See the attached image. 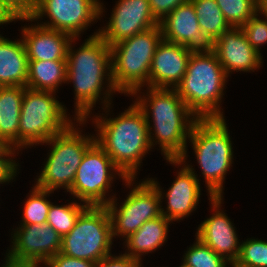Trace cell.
<instances>
[{
    "instance_id": "obj_1",
    "label": "cell",
    "mask_w": 267,
    "mask_h": 267,
    "mask_svg": "<svg viewBox=\"0 0 267 267\" xmlns=\"http://www.w3.org/2000/svg\"><path fill=\"white\" fill-rule=\"evenodd\" d=\"M98 33L99 31L90 36L76 51L72 49L71 43L68 47L66 81L74 84V119L79 125L86 123L91 109L99 101L104 78L109 82L103 93L106 95L103 96L105 110L110 108V95L117 91L111 77V48Z\"/></svg>"
},
{
    "instance_id": "obj_2",
    "label": "cell",
    "mask_w": 267,
    "mask_h": 267,
    "mask_svg": "<svg viewBox=\"0 0 267 267\" xmlns=\"http://www.w3.org/2000/svg\"><path fill=\"white\" fill-rule=\"evenodd\" d=\"M147 89L148 97L139 96L134 102L142 110L148 122L150 145L154 146V142L160 144L161 153L171 164L178 166L184 164L187 157V138L198 118L188 109L175 89L150 87ZM150 113L153 117L155 138L151 135Z\"/></svg>"
},
{
    "instance_id": "obj_3",
    "label": "cell",
    "mask_w": 267,
    "mask_h": 267,
    "mask_svg": "<svg viewBox=\"0 0 267 267\" xmlns=\"http://www.w3.org/2000/svg\"><path fill=\"white\" fill-rule=\"evenodd\" d=\"M93 122L99 136L95 142L127 178L136 179L142 158L152 148L142 110L134 103L116 118L96 116Z\"/></svg>"
},
{
    "instance_id": "obj_4",
    "label": "cell",
    "mask_w": 267,
    "mask_h": 267,
    "mask_svg": "<svg viewBox=\"0 0 267 267\" xmlns=\"http://www.w3.org/2000/svg\"><path fill=\"white\" fill-rule=\"evenodd\" d=\"M227 78L215 52L192 53L175 90L198 119L224 118L219 103Z\"/></svg>"
},
{
    "instance_id": "obj_5",
    "label": "cell",
    "mask_w": 267,
    "mask_h": 267,
    "mask_svg": "<svg viewBox=\"0 0 267 267\" xmlns=\"http://www.w3.org/2000/svg\"><path fill=\"white\" fill-rule=\"evenodd\" d=\"M224 118L198 119L189 141L210 197H223V182L233 162V148Z\"/></svg>"
},
{
    "instance_id": "obj_6",
    "label": "cell",
    "mask_w": 267,
    "mask_h": 267,
    "mask_svg": "<svg viewBox=\"0 0 267 267\" xmlns=\"http://www.w3.org/2000/svg\"><path fill=\"white\" fill-rule=\"evenodd\" d=\"M162 39L158 25L110 46L111 77L117 92L132 96L148 85L152 59Z\"/></svg>"
},
{
    "instance_id": "obj_7",
    "label": "cell",
    "mask_w": 267,
    "mask_h": 267,
    "mask_svg": "<svg viewBox=\"0 0 267 267\" xmlns=\"http://www.w3.org/2000/svg\"><path fill=\"white\" fill-rule=\"evenodd\" d=\"M73 124L75 123L72 122L62 132L41 143L52 144V148L36 179L37 188L53 192L58 188L67 189V192L71 189L86 150L95 142V136H83Z\"/></svg>"
},
{
    "instance_id": "obj_8",
    "label": "cell",
    "mask_w": 267,
    "mask_h": 267,
    "mask_svg": "<svg viewBox=\"0 0 267 267\" xmlns=\"http://www.w3.org/2000/svg\"><path fill=\"white\" fill-rule=\"evenodd\" d=\"M53 94L51 91L25 89L19 123V149L44 143L72 123L66 108Z\"/></svg>"
},
{
    "instance_id": "obj_9",
    "label": "cell",
    "mask_w": 267,
    "mask_h": 267,
    "mask_svg": "<svg viewBox=\"0 0 267 267\" xmlns=\"http://www.w3.org/2000/svg\"><path fill=\"white\" fill-rule=\"evenodd\" d=\"M113 235L110 215L105 206H88L73 229L61 239L60 253L92 262L111 254Z\"/></svg>"
},
{
    "instance_id": "obj_10",
    "label": "cell",
    "mask_w": 267,
    "mask_h": 267,
    "mask_svg": "<svg viewBox=\"0 0 267 267\" xmlns=\"http://www.w3.org/2000/svg\"><path fill=\"white\" fill-rule=\"evenodd\" d=\"M111 171L119 174L129 187L135 181L134 178H127L106 152L94 142L86 150L68 192L88 206H106L114 197L106 198L115 177Z\"/></svg>"
},
{
    "instance_id": "obj_11",
    "label": "cell",
    "mask_w": 267,
    "mask_h": 267,
    "mask_svg": "<svg viewBox=\"0 0 267 267\" xmlns=\"http://www.w3.org/2000/svg\"><path fill=\"white\" fill-rule=\"evenodd\" d=\"M154 179H146L135 185L118 208L116 197L105 206L109 212L112 235L129 237L149 220L161 216L162 190Z\"/></svg>"
},
{
    "instance_id": "obj_12",
    "label": "cell",
    "mask_w": 267,
    "mask_h": 267,
    "mask_svg": "<svg viewBox=\"0 0 267 267\" xmlns=\"http://www.w3.org/2000/svg\"><path fill=\"white\" fill-rule=\"evenodd\" d=\"M12 236V248L3 267H40L61 250L62 237L45 224L20 225Z\"/></svg>"
},
{
    "instance_id": "obj_13",
    "label": "cell",
    "mask_w": 267,
    "mask_h": 267,
    "mask_svg": "<svg viewBox=\"0 0 267 267\" xmlns=\"http://www.w3.org/2000/svg\"><path fill=\"white\" fill-rule=\"evenodd\" d=\"M102 3L98 0H37L31 18L20 20L34 21L48 16L50 22L39 24L45 28L61 31L79 37L91 22L99 19L103 13Z\"/></svg>"
},
{
    "instance_id": "obj_14",
    "label": "cell",
    "mask_w": 267,
    "mask_h": 267,
    "mask_svg": "<svg viewBox=\"0 0 267 267\" xmlns=\"http://www.w3.org/2000/svg\"><path fill=\"white\" fill-rule=\"evenodd\" d=\"M163 40L185 46L191 53H211L215 39L200 29L191 1L178 5L159 22Z\"/></svg>"
},
{
    "instance_id": "obj_15",
    "label": "cell",
    "mask_w": 267,
    "mask_h": 267,
    "mask_svg": "<svg viewBox=\"0 0 267 267\" xmlns=\"http://www.w3.org/2000/svg\"><path fill=\"white\" fill-rule=\"evenodd\" d=\"M158 25L149 0H119L107 27L99 30L98 35L112 46Z\"/></svg>"
},
{
    "instance_id": "obj_16",
    "label": "cell",
    "mask_w": 267,
    "mask_h": 267,
    "mask_svg": "<svg viewBox=\"0 0 267 267\" xmlns=\"http://www.w3.org/2000/svg\"><path fill=\"white\" fill-rule=\"evenodd\" d=\"M209 200L213 211H216L200 224L196 237L233 265L238 259L241 246L235 227H233L231 219L219 209L222 197H210Z\"/></svg>"
},
{
    "instance_id": "obj_17",
    "label": "cell",
    "mask_w": 267,
    "mask_h": 267,
    "mask_svg": "<svg viewBox=\"0 0 267 267\" xmlns=\"http://www.w3.org/2000/svg\"><path fill=\"white\" fill-rule=\"evenodd\" d=\"M191 54L185 46L162 39L152 59L148 87L175 89L186 73Z\"/></svg>"
},
{
    "instance_id": "obj_18",
    "label": "cell",
    "mask_w": 267,
    "mask_h": 267,
    "mask_svg": "<svg viewBox=\"0 0 267 267\" xmlns=\"http://www.w3.org/2000/svg\"><path fill=\"white\" fill-rule=\"evenodd\" d=\"M227 76L233 71L259 69L262 56L250 45L241 28L231 27L215 41V50Z\"/></svg>"
},
{
    "instance_id": "obj_19",
    "label": "cell",
    "mask_w": 267,
    "mask_h": 267,
    "mask_svg": "<svg viewBox=\"0 0 267 267\" xmlns=\"http://www.w3.org/2000/svg\"><path fill=\"white\" fill-rule=\"evenodd\" d=\"M22 33L28 60H67L69 44L77 39L39 23L23 27Z\"/></svg>"
},
{
    "instance_id": "obj_20",
    "label": "cell",
    "mask_w": 267,
    "mask_h": 267,
    "mask_svg": "<svg viewBox=\"0 0 267 267\" xmlns=\"http://www.w3.org/2000/svg\"><path fill=\"white\" fill-rule=\"evenodd\" d=\"M193 170L191 165L185 164L165 195L168 199L167 210L161 208V214L171 221L189 216L199 204L200 183Z\"/></svg>"
},
{
    "instance_id": "obj_21",
    "label": "cell",
    "mask_w": 267,
    "mask_h": 267,
    "mask_svg": "<svg viewBox=\"0 0 267 267\" xmlns=\"http://www.w3.org/2000/svg\"><path fill=\"white\" fill-rule=\"evenodd\" d=\"M25 86H0V145L19 148V123Z\"/></svg>"
},
{
    "instance_id": "obj_22",
    "label": "cell",
    "mask_w": 267,
    "mask_h": 267,
    "mask_svg": "<svg viewBox=\"0 0 267 267\" xmlns=\"http://www.w3.org/2000/svg\"><path fill=\"white\" fill-rule=\"evenodd\" d=\"M28 58L23 40L12 41L0 35V86H25Z\"/></svg>"
},
{
    "instance_id": "obj_23",
    "label": "cell",
    "mask_w": 267,
    "mask_h": 267,
    "mask_svg": "<svg viewBox=\"0 0 267 267\" xmlns=\"http://www.w3.org/2000/svg\"><path fill=\"white\" fill-rule=\"evenodd\" d=\"M171 222L163 215L144 222L135 233L125 239L128 253L124 254L141 262V256L144 253L155 251L163 246L168 236V225Z\"/></svg>"
},
{
    "instance_id": "obj_24",
    "label": "cell",
    "mask_w": 267,
    "mask_h": 267,
    "mask_svg": "<svg viewBox=\"0 0 267 267\" xmlns=\"http://www.w3.org/2000/svg\"><path fill=\"white\" fill-rule=\"evenodd\" d=\"M67 60H28L26 88L55 92L66 82Z\"/></svg>"
},
{
    "instance_id": "obj_25",
    "label": "cell",
    "mask_w": 267,
    "mask_h": 267,
    "mask_svg": "<svg viewBox=\"0 0 267 267\" xmlns=\"http://www.w3.org/2000/svg\"><path fill=\"white\" fill-rule=\"evenodd\" d=\"M195 8L200 29L215 40L231 27L215 0H190Z\"/></svg>"
},
{
    "instance_id": "obj_26",
    "label": "cell",
    "mask_w": 267,
    "mask_h": 267,
    "mask_svg": "<svg viewBox=\"0 0 267 267\" xmlns=\"http://www.w3.org/2000/svg\"><path fill=\"white\" fill-rule=\"evenodd\" d=\"M88 207L87 204H78L70 202L68 205H50L47 224L52 226L55 231L63 237L68 234L74 227L79 215Z\"/></svg>"
},
{
    "instance_id": "obj_27",
    "label": "cell",
    "mask_w": 267,
    "mask_h": 267,
    "mask_svg": "<svg viewBox=\"0 0 267 267\" xmlns=\"http://www.w3.org/2000/svg\"><path fill=\"white\" fill-rule=\"evenodd\" d=\"M230 27L240 28L257 11L258 0H215Z\"/></svg>"
},
{
    "instance_id": "obj_28",
    "label": "cell",
    "mask_w": 267,
    "mask_h": 267,
    "mask_svg": "<svg viewBox=\"0 0 267 267\" xmlns=\"http://www.w3.org/2000/svg\"><path fill=\"white\" fill-rule=\"evenodd\" d=\"M33 187L30 196L25 201L21 225L47 223V216L52 203L46 197L53 191L43 190L36 186Z\"/></svg>"
},
{
    "instance_id": "obj_29",
    "label": "cell",
    "mask_w": 267,
    "mask_h": 267,
    "mask_svg": "<svg viewBox=\"0 0 267 267\" xmlns=\"http://www.w3.org/2000/svg\"><path fill=\"white\" fill-rule=\"evenodd\" d=\"M184 256L183 263L189 267H226V264L231 265L224 257L215 253L197 237L196 242L188 248Z\"/></svg>"
},
{
    "instance_id": "obj_30",
    "label": "cell",
    "mask_w": 267,
    "mask_h": 267,
    "mask_svg": "<svg viewBox=\"0 0 267 267\" xmlns=\"http://www.w3.org/2000/svg\"><path fill=\"white\" fill-rule=\"evenodd\" d=\"M233 267H267V242L249 239L241 243L238 259Z\"/></svg>"
},
{
    "instance_id": "obj_31",
    "label": "cell",
    "mask_w": 267,
    "mask_h": 267,
    "mask_svg": "<svg viewBox=\"0 0 267 267\" xmlns=\"http://www.w3.org/2000/svg\"><path fill=\"white\" fill-rule=\"evenodd\" d=\"M260 11H257L244 25L240 28L247 37L250 45L261 55L260 46L267 43V17L258 18Z\"/></svg>"
},
{
    "instance_id": "obj_32",
    "label": "cell",
    "mask_w": 267,
    "mask_h": 267,
    "mask_svg": "<svg viewBox=\"0 0 267 267\" xmlns=\"http://www.w3.org/2000/svg\"><path fill=\"white\" fill-rule=\"evenodd\" d=\"M37 0H0V13L9 21L31 18Z\"/></svg>"
},
{
    "instance_id": "obj_33",
    "label": "cell",
    "mask_w": 267,
    "mask_h": 267,
    "mask_svg": "<svg viewBox=\"0 0 267 267\" xmlns=\"http://www.w3.org/2000/svg\"><path fill=\"white\" fill-rule=\"evenodd\" d=\"M15 150L13 147L0 145V184L10 182L16 176L18 165L11 159Z\"/></svg>"
},
{
    "instance_id": "obj_34",
    "label": "cell",
    "mask_w": 267,
    "mask_h": 267,
    "mask_svg": "<svg viewBox=\"0 0 267 267\" xmlns=\"http://www.w3.org/2000/svg\"><path fill=\"white\" fill-rule=\"evenodd\" d=\"M108 255L99 261L94 262L93 267H141L142 263L137 259L121 254L119 256Z\"/></svg>"
},
{
    "instance_id": "obj_35",
    "label": "cell",
    "mask_w": 267,
    "mask_h": 267,
    "mask_svg": "<svg viewBox=\"0 0 267 267\" xmlns=\"http://www.w3.org/2000/svg\"><path fill=\"white\" fill-rule=\"evenodd\" d=\"M190 0H149L150 9L155 19L160 22L178 5Z\"/></svg>"
},
{
    "instance_id": "obj_36",
    "label": "cell",
    "mask_w": 267,
    "mask_h": 267,
    "mask_svg": "<svg viewBox=\"0 0 267 267\" xmlns=\"http://www.w3.org/2000/svg\"><path fill=\"white\" fill-rule=\"evenodd\" d=\"M94 262L57 253L45 264L46 267H93Z\"/></svg>"
},
{
    "instance_id": "obj_37",
    "label": "cell",
    "mask_w": 267,
    "mask_h": 267,
    "mask_svg": "<svg viewBox=\"0 0 267 267\" xmlns=\"http://www.w3.org/2000/svg\"><path fill=\"white\" fill-rule=\"evenodd\" d=\"M259 14H263L267 17V0H260L259 1Z\"/></svg>"
},
{
    "instance_id": "obj_38",
    "label": "cell",
    "mask_w": 267,
    "mask_h": 267,
    "mask_svg": "<svg viewBox=\"0 0 267 267\" xmlns=\"http://www.w3.org/2000/svg\"><path fill=\"white\" fill-rule=\"evenodd\" d=\"M9 23V21L0 13V24Z\"/></svg>"
},
{
    "instance_id": "obj_39",
    "label": "cell",
    "mask_w": 267,
    "mask_h": 267,
    "mask_svg": "<svg viewBox=\"0 0 267 267\" xmlns=\"http://www.w3.org/2000/svg\"><path fill=\"white\" fill-rule=\"evenodd\" d=\"M180 267H189L186 264L182 263V265Z\"/></svg>"
}]
</instances>
